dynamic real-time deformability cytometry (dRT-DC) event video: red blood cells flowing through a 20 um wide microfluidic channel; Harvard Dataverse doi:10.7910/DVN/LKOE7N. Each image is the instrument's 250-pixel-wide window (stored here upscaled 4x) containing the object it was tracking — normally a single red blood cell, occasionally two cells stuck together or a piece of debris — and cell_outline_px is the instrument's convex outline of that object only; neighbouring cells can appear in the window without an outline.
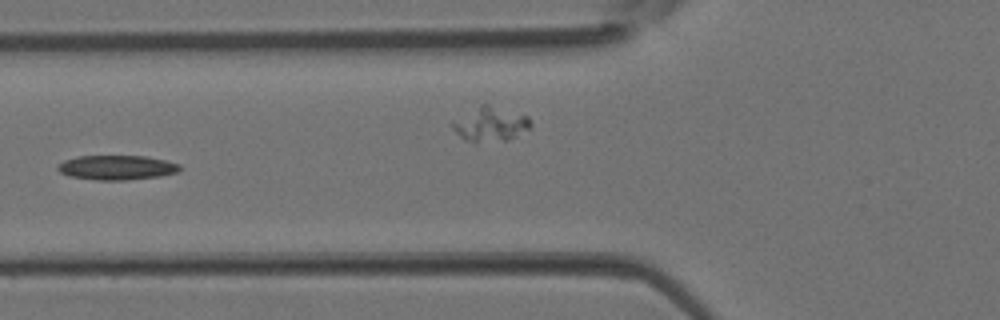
{"species": "Egyptian fruit bat (a non-hibernating species)", "species_latin": "Rousettus aegyptiacus", "temperature_condition": "room temperature", "stored_images_in_passage": 5, "segment_of_instrument_passage": [2, 2], "camera_frame_rate_fps": 3000, "um_per_image_px": 0.085, "animal": {"sex": "female"}, "frame": {"image": 1, "passage_image": 4, "time_ms": 1.0, "image_size_px": [1000, 320], "cell_outline_px": [[180, 168], [176, 172], [160, 176], [128, 180], [96, 180], [68, 176], [60, 172], [56, 168], [64, 160], [76, 156], [144, 156], [164, 160], [180, 164]], "centroid_in_image_um": [9.89, 14.24], "position_along_channel_um": 115.9, "area_um2": 17.4}}